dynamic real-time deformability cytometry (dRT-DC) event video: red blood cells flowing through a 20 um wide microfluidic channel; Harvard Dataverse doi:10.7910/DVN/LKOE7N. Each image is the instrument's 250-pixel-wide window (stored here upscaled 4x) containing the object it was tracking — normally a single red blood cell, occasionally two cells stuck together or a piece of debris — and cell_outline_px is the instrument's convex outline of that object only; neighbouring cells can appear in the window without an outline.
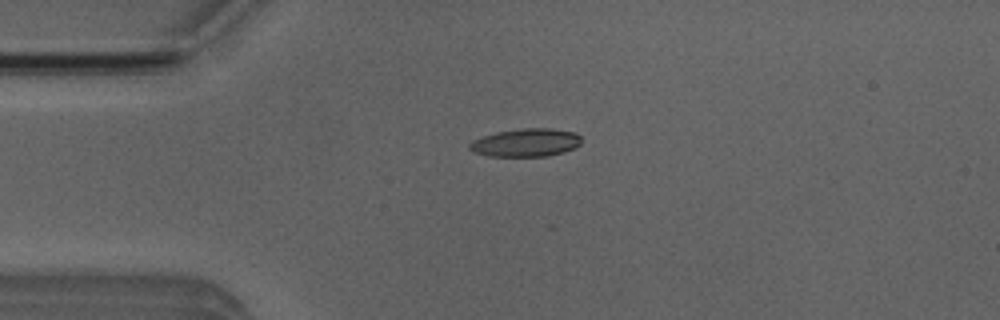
{"species": "Egyptian fruit bat (a non-hibernating species)", "species_latin": "Rousettus aegyptiacus", "temperature_condition": "room temperature", "stored_images_in_passage": 40, "camera_frame_rate_fps": 3000, "um_per_image_px": 0.085, "animal": {"sex": "male"}, "frame": {"image": 1, "passage_image": 1, "time_ms": 0.0, "image_size_px": [1000, 320], "cell_outline_px": [[580, 144], [564, 152], [548, 156], [488, 156], [476, 152], [468, 148], [468, 144], [472, 140], [496, 132], [520, 128], [548, 128], [576, 132], [580, 136]], "centroid_in_image_um": [44.69, 12.12], "position_along_channel_um": 40.3, "area_um2": 18.26}}
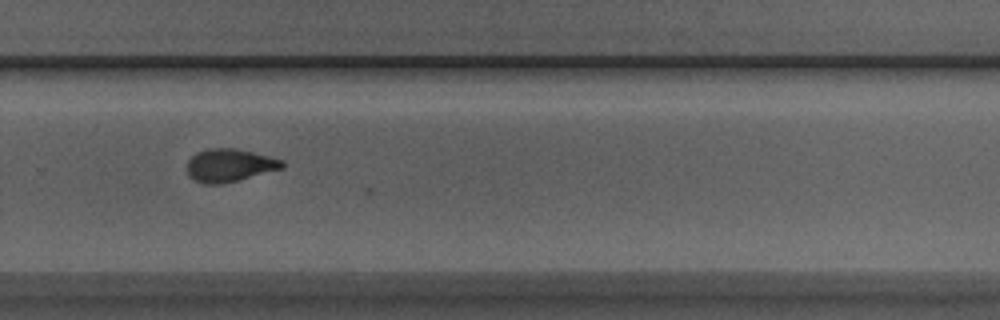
{"frame": {"image": 2, "passage_image": 23, "time_ms": 7.333, "image_size_px": [1000, 320], "cell_outline_px": [[284, 168], [224, 184], [204, 184], [192, 180], [188, 176], [188, 160], [196, 152], [208, 148], [236, 148], [284, 160]], "centroid_in_image_um": [19.5, 14.06], "position_along_channel_um": 310.3, "area_um2": 18.44}}
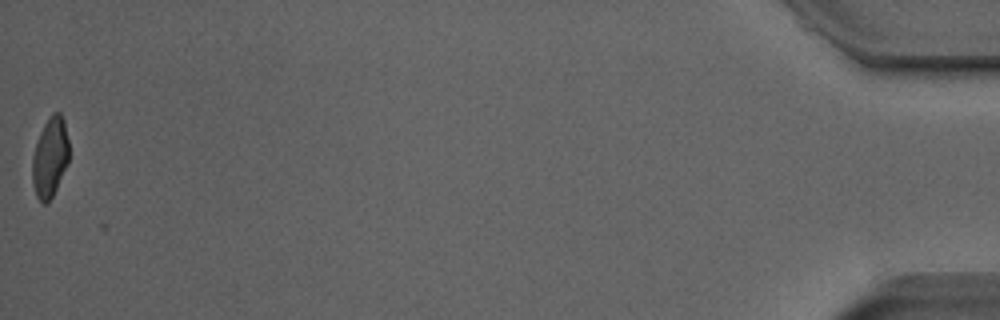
{"frame": {"image": 3, "passage_image": 40, "time_ms": 13.0, "image_size_px": [1000, 320], "cell_outline_px": [[68, 160], [56, 188], [52, 196], [44, 204], [36, 196], [32, 184], [32, 156], [40, 132], [48, 116], [52, 112], [60, 112], [64, 120], [68, 140]], "centroid_in_image_um": [4.23, 13.33], "position_along_channel_um": 431.0, "area_um2": 16.88}, "authors_computed_cell_mechanics": {"area_um2": 18.0336, "velocity_mm_per_s": 3.9903, "shape_relaxation_time_tau1_ms": null, "shape_relaxation_time_tau2_ms": 1.7925, "deformation_change_tau1": null, "deformation_change_tau2": 0.0878}}